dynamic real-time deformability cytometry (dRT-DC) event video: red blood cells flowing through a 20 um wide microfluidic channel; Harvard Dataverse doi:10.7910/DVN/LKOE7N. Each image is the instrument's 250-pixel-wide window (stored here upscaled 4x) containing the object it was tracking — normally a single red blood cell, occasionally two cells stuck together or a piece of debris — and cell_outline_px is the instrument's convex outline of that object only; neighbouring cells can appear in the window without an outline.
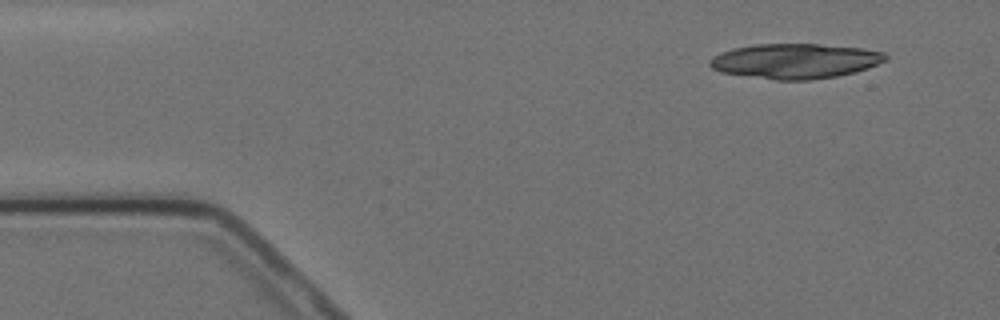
{"species": "Egyptian fruit bat (a non-hibernating species)", "species_latin": "Rousettus aegyptiacus", "temperature_condition": "cold", "stored_images_in_passage": 4, "camera_frame_rate_fps": 3000, "um_per_image_px": 0.085, "animal": {"sex": "female"}, "frame": {"image": 1, "passage_image": 1, "time_ms": 0.0, "image_size_px": [1000, 320], "cell_outline_px": [[888, 60], [868, 68], [836, 76], [808, 80], [776, 80], [720, 72], [712, 68], [708, 64], [708, 60], [712, 56], [732, 48], [756, 44], [820, 44], [864, 48], [884, 52], [888, 56]], "centroid_in_image_um": [67.59, 5.18], "position_along_channel_um": 17.4, "area_um2": 35.95}}